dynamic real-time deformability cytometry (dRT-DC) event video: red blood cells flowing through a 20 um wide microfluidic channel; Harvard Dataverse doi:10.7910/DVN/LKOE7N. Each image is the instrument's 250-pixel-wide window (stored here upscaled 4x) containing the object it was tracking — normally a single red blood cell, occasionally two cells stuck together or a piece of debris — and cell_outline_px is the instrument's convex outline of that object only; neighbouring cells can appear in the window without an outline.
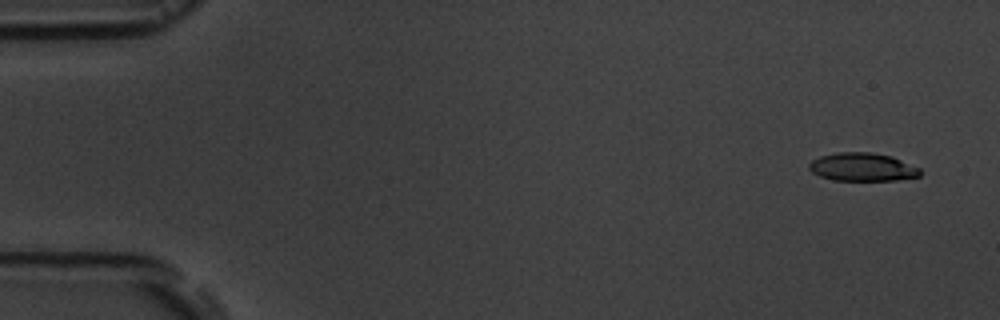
{"species": "common noctule bat (a hibernating species)", "species_latin": "Nyctalus noctula", "temperature_condition": "room temperature", "stored_images_in_passage": 5, "camera_frame_rate_fps": 3000, "um_per_image_px": 0.085, "animal": {"sex": "male", "body_mass_g": 19.5, "forearm_length_mm": 54.6}, "frame": {"image": 1, "passage_image": 1, "time_ms": 0.0, "image_size_px": [1000, 320], "cell_outline_px": [[920, 176], [896, 180], [832, 180], [820, 176], [812, 172], [808, 168], [808, 164], [812, 160], [820, 156], [836, 152], [872, 152], [892, 156], [920, 168]], "centroid_in_image_um": [73.29, 14.19], "position_along_channel_um": 11.7, "area_um2": 18.32}}
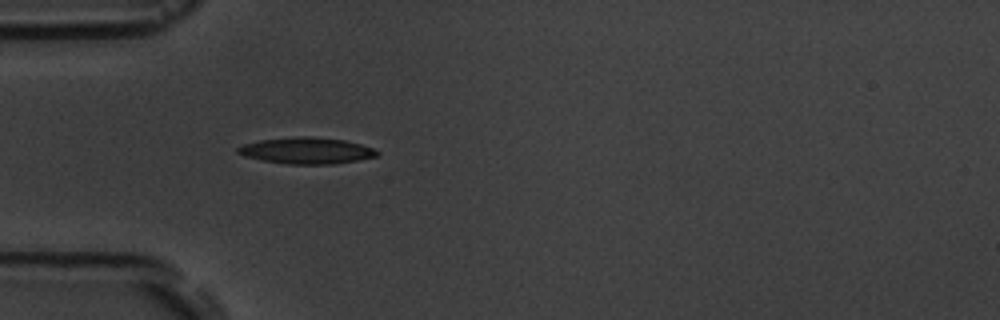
{"frame": {"image": 2, "passage_image": 5, "time_ms": 4.667, "image_size_px": [1000, 320], "cell_outline_px": [[380, 152], [376, 156], [356, 160], [332, 164], [288, 164], [260, 160], [244, 156], [236, 152], [236, 148], [244, 144], [260, 140], [300, 136], [312, 136], [344, 140], [360, 144], [372, 148]], "centroid_in_image_um": [26.02, 12.8], "position_along_channel_um": 59.0, "area_um2": 21.27}}